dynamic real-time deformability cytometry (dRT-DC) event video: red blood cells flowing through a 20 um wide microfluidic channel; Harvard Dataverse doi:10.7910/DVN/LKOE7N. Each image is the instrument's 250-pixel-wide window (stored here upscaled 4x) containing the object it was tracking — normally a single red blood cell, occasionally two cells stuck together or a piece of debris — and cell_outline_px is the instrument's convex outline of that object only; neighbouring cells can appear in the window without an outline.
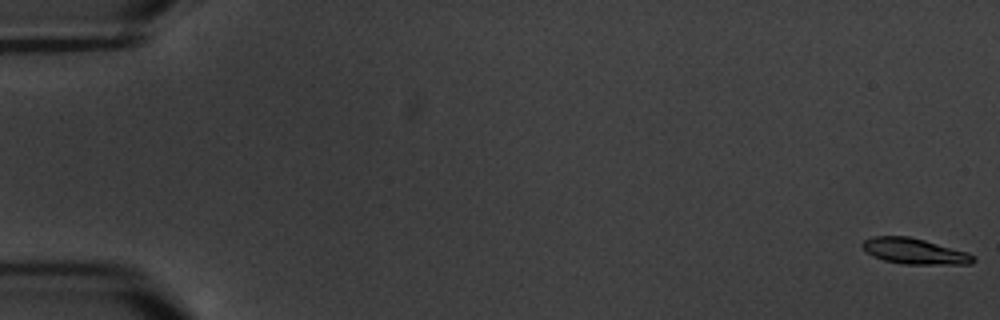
{"species": "common noctule bat (a hibernating species)", "species_latin": "Nyctalus noctula", "temperature_condition": "warm", "stored_images_in_passage": 7, "camera_frame_rate_fps": 3000, "um_per_image_px": 0.085, "animal": {"sex": "male", "body_mass_g": 20.1, "forearm_length_mm": 53.5}, "frame": {"image": 1, "passage_image": 1, "time_ms": 0.0, "image_size_px": [1000, 320], "cell_outline_px": [[976, 260], [972, 264], [904, 264], [884, 260], [872, 256], [860, 244], [864, 240], [872, 236], [908, 236], [924, 240], [968, 252]], "centroid_in_image_um": [77.72, 21.35], "position_along_channel_um": 7.3, "area_um2": 16.53}}